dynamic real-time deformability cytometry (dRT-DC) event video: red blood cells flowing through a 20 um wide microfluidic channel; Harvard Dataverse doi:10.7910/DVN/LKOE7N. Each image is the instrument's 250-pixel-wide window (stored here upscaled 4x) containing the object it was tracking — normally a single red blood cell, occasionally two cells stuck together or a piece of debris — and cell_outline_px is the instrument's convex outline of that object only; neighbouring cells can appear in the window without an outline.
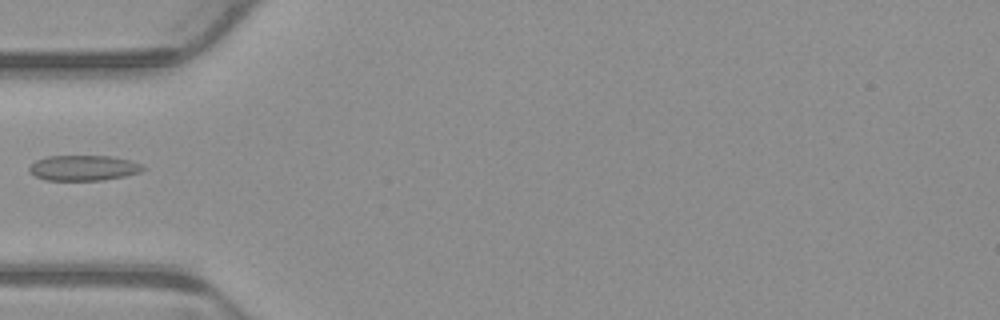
{"species": "common noctule bat (a hibernating species)", "species_latin": "Nyctalus noctula", "temperature_condition": "warm", "stored_images_in_passage": 4, "camera_frame_rate_fps": 3000, "um_per_image_px": 0.085, "animal": {"sex": "male", "body_mass_g": 23.1, "forearm_length_mm": 52.7}, "frame": {"image": 1, "passage_image": 4, "time_ms": 1.0, "image_size_px": [1000, 320], "cell_outline_px": [[148, 168], [140, 172], [124, 176], [104, 180], [44, 180], [28, 172], [28, 168], [36, 160], [48, 156], [112, 156], [128, 160], [140, 164]], "centroid_in_image_um": [7.09, 14.27], "position_along_channel_um": 77.9, "area_um2": 16.82}}